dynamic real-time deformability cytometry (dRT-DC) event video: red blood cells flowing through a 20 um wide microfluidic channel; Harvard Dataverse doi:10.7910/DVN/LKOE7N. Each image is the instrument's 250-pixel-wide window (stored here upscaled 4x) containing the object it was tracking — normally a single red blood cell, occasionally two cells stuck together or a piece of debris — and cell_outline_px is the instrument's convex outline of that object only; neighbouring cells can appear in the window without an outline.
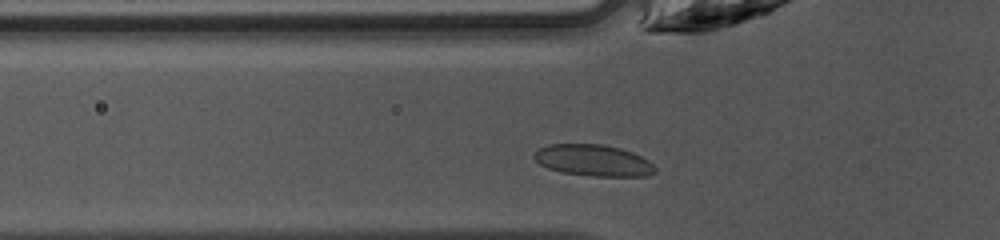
{"species": "common noctule bat (a hibernating species)", "species_latin": "Nyctalus noctula", "temperature_condition": "warm", "stored_images_in_passage": 25, "camera_frame_rate_fps": 3000, "um_per_image_px": 0.085, "animal": {"sex": "female", "body_mass_g": 10.0, "forearm_length_mm": 53.1}, "frame": {"image": 1, "passage_image": 2, "time_ms": 0.333, "image_size_px": [1000, 240], "cell_outline_px": [[656, 172], [644, 176], [592, 176], [564, 172], [548, 168], [540, 164], [532, 156], [540, 148], [548, 144], [604, 144], [620, 148], [632, 152], [648, 160], [656, 168]], "centroid_in_image_um": [50.44, 13.63], "position_along_channel_um": 75.4, "area_um2": 22.02}}
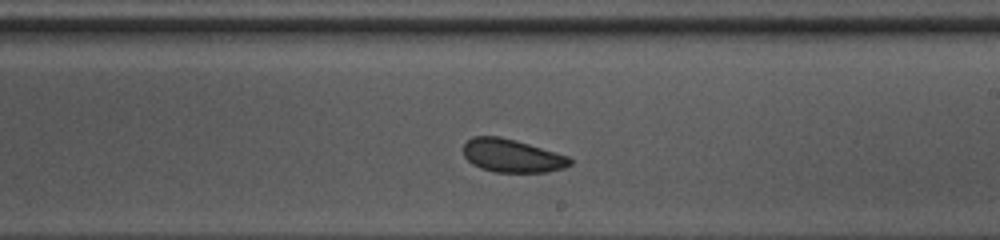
{"frame": {"image": 2, "passage_image": 14, "time_ms": 4.333, "image_size_px": [1000, 240], "cell_outline_px": [[572, 164], [564, 168], [548, 172], [496, 172], [480, 168], [472, 164], [464, 156], [464, 144], [472, 136], [500, 136], [516, 140], [556, 152], [568, 156], [572, 160]], "centroid_in_image_um": [43.53, 13.24], "position_along_channel_um": 245.5, "area_um2": 20.69}}
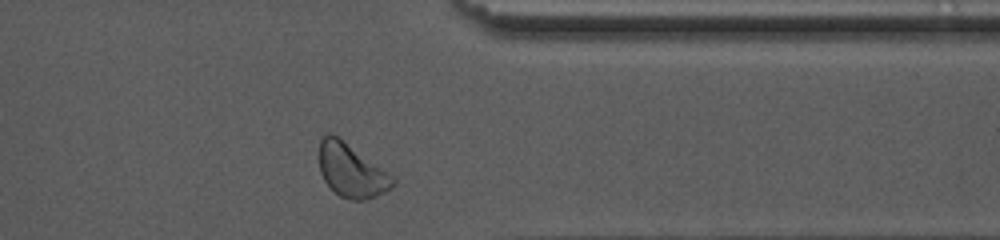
{"frame": {"image": 3, "passage_image": 24, "time_ms": 7.667, "image_size_px": [1000, 240], "cell_outline_px": [[396, 184], [384, 192], [376, 196], [364, 200], [352, 200], [340, 196], [324, 180], [320, 172], [320, 136], [328, 132], [332, 132], [392, 176], [396, 180]], "centroid_in_image_um": [29.84, 14.48], "position_along_channel_um": 381.6, "area_um2": 22.54}, "authors_computed_cell_mechanics": {"area_um2": 20.9236, "velocity_mm_per_s": 4.2272, "shape_relaxation_time_tau1_ms": 2.1249, "shape_relaxation_time_tau2_ms": 2.406, "deformation_change_tau1": 0.0792, "deformation_change_tau2": 0.0686}}